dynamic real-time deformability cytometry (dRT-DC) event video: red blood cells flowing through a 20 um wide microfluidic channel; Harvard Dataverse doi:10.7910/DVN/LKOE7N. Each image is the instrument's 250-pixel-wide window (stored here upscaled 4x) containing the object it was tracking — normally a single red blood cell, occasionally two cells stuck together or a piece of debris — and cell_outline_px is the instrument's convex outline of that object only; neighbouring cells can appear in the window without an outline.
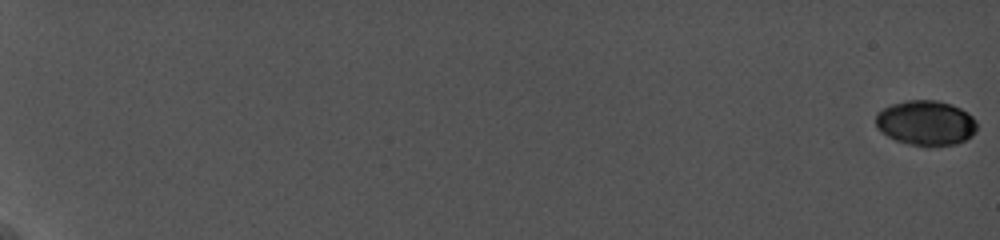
{"species": "common noctule bat (a hibernating species)", "species_latin": "Nyctalus noctula", "temperature_condition": "cold", "stored_images_in_passage": 26, "camera_frame_rate_fps": 5000, "um_per_image_px": 0.085, "animal": {"sex": "female", "body_mass_g": 19.0, "forearm_length_mm": 56.7}, "frame": {"image": 1, "passage_image": 1, "time_ms": 0.0, "image_size_px": [1000, 240], "cell_outline_px": [[976, 132], [972, 136], [956, 144], [924, 148], [908, 144], [896, 140], [888, 136], [876, 128], [876, 112], [892, 104], [908, 100], [936, 100], [952, 104], [968, 112], [976, 120]], "centroid_in_image_um": [78.71, 10.47], "position_along_channel_um": 6.3, "area_um2": 26.93}}
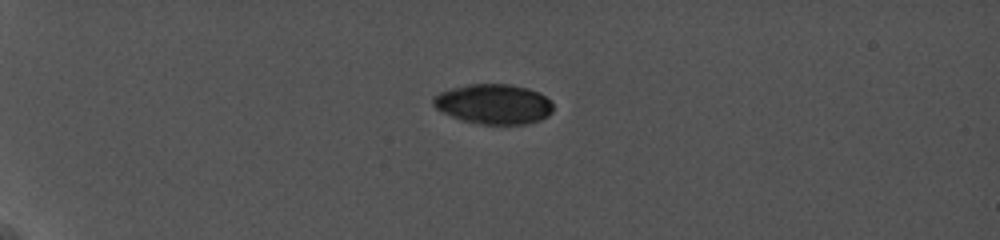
{"frame": {"image": 2, "passage_image": 13, "time_ms": 6.2, "image_size_px": [1000, 240], "cell_outline_px": [[552, 112], [548, 116], [540, 120], [524, 124], [480, 124], [460, 120], [436, 108], [432, 104], [432, 96], [440, 92], [452, 88], [468, 84], [512, 84], [528, 88], [544, 96], [552, 104]], "centroid_in_image_um": [41.93, 8.84], "position_along_channel_um": 43.1, "area_um2": 27.86}}
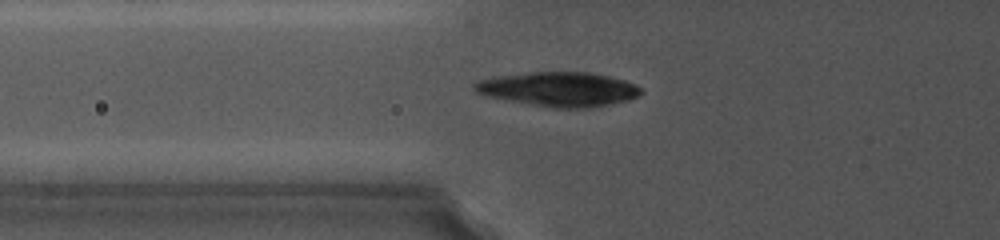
{"frame": {"image": 3, "passage_image": 26, "time_ms": 9.0, "image_size_px": [1000, 240], "cell_outline_px": [[644, 92], [628, 100], [592, 108], [556, 108], [488, 96], [476, 92], [472, 88], [472, 84], [480, 80], [500, 76], [532, 72], [588, 72], [608, 76], [624, 80], [636, 84], [644, 88]], "centroid_in_image_um": [47.57, 7.58], "position_along_channel_um": 78.2, "area_um2": 33.06}}